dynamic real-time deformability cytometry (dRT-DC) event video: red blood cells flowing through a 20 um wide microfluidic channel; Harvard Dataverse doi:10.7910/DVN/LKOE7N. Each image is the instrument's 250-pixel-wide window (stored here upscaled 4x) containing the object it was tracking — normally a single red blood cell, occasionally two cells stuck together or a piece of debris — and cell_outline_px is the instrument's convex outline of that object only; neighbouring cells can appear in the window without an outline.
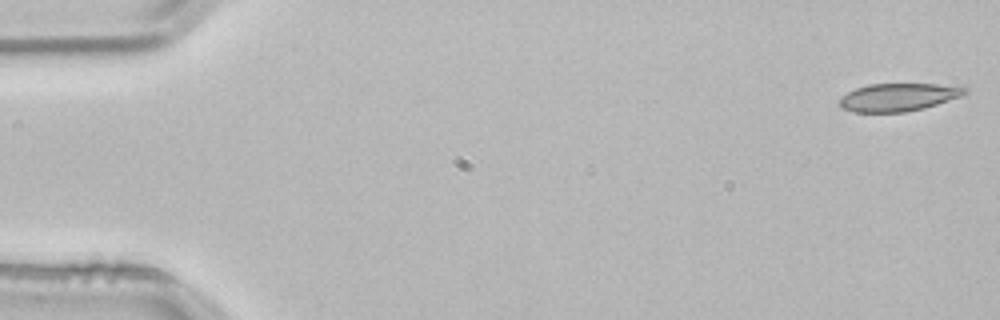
{"species": "common noctule bat (a hibernating species)", "species_latin": "Nyctalus noctula", "temperature_condition": "room temperature", "stored_images_in_passage": 11, "camera_frame_rate_fps": 3000, "um_per_image_px": 0.085, "animal": {"sex": "male", "body_mass_g": 21.5, "forearm_length_mm": 52.0}, "frame": {"image": 1, "passage_image": 1, "time_ms": 0.0, "image_size_px": [1000, 320], "cell_outline_px": [[968, 92], [960, 96], [924, 108], [904, 112], [856, 112], [844, 108], [836, 104], [840, 96], [856, 88], [868, 84], [936, 84], [968, 88]], "centroid_in_image_um": [76.3, 8.26], "position_along_channel_um": 8.7, "area_um2": 20.23}}